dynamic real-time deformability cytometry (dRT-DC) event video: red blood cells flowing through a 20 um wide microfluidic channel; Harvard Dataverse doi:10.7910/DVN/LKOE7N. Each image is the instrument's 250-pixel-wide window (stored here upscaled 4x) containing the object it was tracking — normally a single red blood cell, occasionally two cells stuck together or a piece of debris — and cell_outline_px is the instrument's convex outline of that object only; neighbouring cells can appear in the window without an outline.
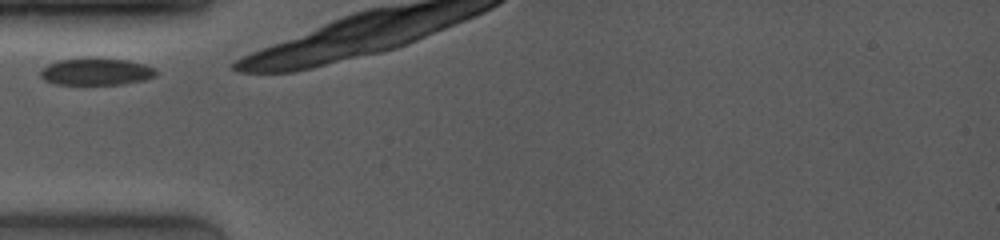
{"species": "common noctule bat (a hibernating species)", "species_latin": "Nyctalus noctula", "temperature_condition": "room temperature", "stored_images_in_passage": 4, "camera_frame_rate_fps": 4000, "um_per_image_px": 0.085, "animal": {"sex": "female", "body_mass_g": 19.0, "forearm_length_mm": 53.3}, "frame": {"image": 1, "passage_image": 1, "time_ms": 0.0, "image_size_px": [1000, 240], "cell_outline_px": [[160, 72], [156, 76], [144, 80], [124, 84], [56, 84], [44, 80], [40, 76], [40, 68], [56, 60], [88, 56], [92, 56], [128, 60], [144, 64], [156, 68]], "centroid_in_image_um": [8.18, 6.06], "position_along_channel_um": 76.8, "area_um2": 18.96}}